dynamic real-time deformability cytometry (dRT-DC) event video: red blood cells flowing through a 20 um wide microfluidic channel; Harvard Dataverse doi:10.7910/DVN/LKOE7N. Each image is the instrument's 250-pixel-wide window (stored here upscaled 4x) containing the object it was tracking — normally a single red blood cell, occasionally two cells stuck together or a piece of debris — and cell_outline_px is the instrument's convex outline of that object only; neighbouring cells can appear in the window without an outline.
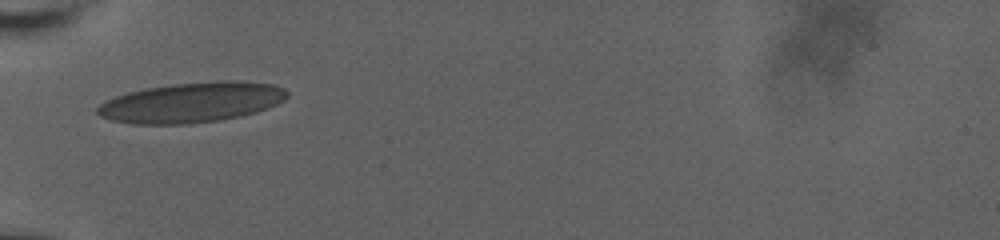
{"species": "human", "species_latin": "Homo sapiens", "temperature_condition": "room temperature", "stored_images_in_passage": 30, "camera_frame_rate_fps": 3000, "um_per_image_px": 0.085, "donor": {"sex": "male"}, "frame": {"image": 1, "passage_image": 1, "time_ms": 0.0, "image_size_px": [1000, 240], "cell_outline_px": [[288, 96], [284, 100], [268, 108], [256, 112], [240, 116], [220, 120], [188, 124], [132, 124], [112, 120], [100, 116], [96, 112], [96, 108], [104, 100], [128, 92], [148, 88], [172, 84], [220, 80], [228, 80], [272, 84], [284, 88], [288, 92]], "centroid_in_image_um": [16.28, 8.71], "position_along_channel_um": 68.7, "area_um2": 44.39}}
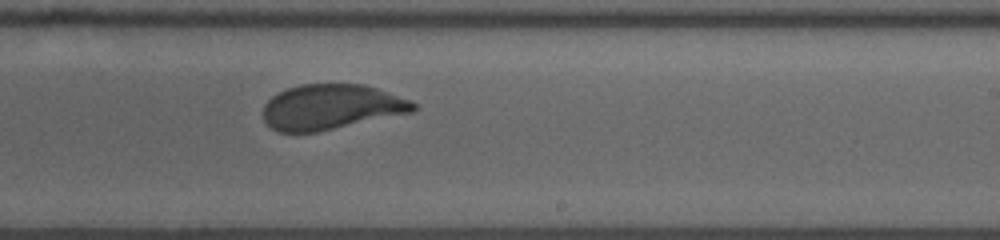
{"frame": {"image": 2, "passage_image": 17, "time_ms": 5.333, "image_size_px": [1000, 240], "cell_outline_px": [[416, 108], [412, 112], [316, 132], [280, 132], [272, 128], [264, 120], [264, 104], [272, 96], [288, 88], [300, 84], [364, 84], [376, 88], [408, 100], [416, 104]], "centroid_in_image_um": [28.12, 9.09], "position_along_channel_um": 260.9, "area_um2": 39.02}}
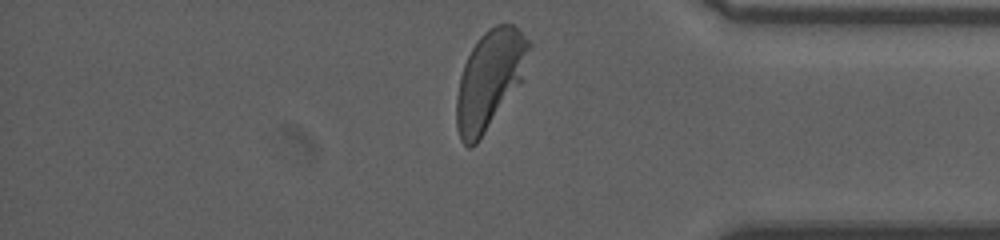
{"frame": {"image": 3, "passage_image": 29, "time_ms": 9.333, "image_size_px": [1000, 240], "cell_outline_px": [[532, 44], [524, 80], [476, 144], [472, 148], [468, 148], [460, 140], [456, 128], [456, 96], [460, 76], [464, 64], [472, 48], [480, 36], [488, 28], [496, 24], [512, 24]], "centroid_in_image_um": [41.63, 6.78], "position_along_channel_um": 393.6, "area_um2": 41.91}, "authors_computed_cell_mechanics": {"area_um2": 40.9513, "velocity_mm_per_s": 3.6692, "shape_relaxation_time_tau1_ms": 4.8564, "shape_relaxation_time_tau2_ms": null, "deformation_change_tau1": 0.159, "deformation_change_tau2": null}}